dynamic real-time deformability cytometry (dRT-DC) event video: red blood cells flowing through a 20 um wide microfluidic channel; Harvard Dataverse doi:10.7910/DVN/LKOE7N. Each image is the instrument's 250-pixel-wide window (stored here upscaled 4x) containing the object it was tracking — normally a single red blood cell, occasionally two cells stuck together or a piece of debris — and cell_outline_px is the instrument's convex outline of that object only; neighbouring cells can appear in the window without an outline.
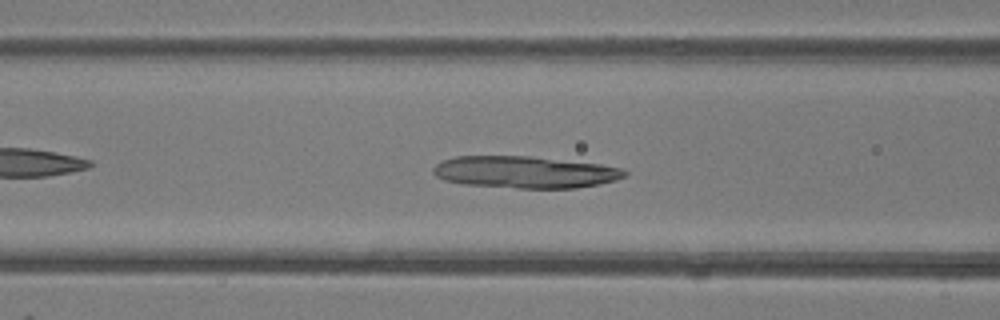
{"species": "common noctule bat (a hibernating species)", "species_latin": "Nyctalus noctula", "temperature_condition": "room temperature", "stored_images_in_passage": 39, "camera_frame_rate_fps": 3000, "um_per_image_px": 0.085, "animal": {"sex": "female"}, "frame": {"image": 1, "passage_image": 10, "time_ms": 3.0, "image_size_px": [1000, 320], "cell_outline_px": [[628, 176], [616, 180], [600, 184], [576, 188], [520, 188], [464, 184], [444, 180], [436, 176], [432, 172], [432, 168], [436, 164], [444, 160], [456, 156], [532, 156], [600, 164], [624, 168], [628, 172]], "centroid_in_image_um": [44.67, 14.63], "position_along_channel_um": 121.9, "area_um2": 35.84}}
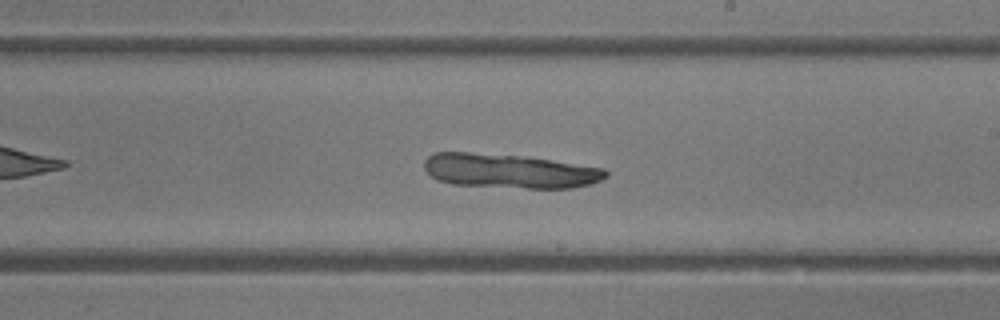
{"frame": {"image": 2, "passage_image": 19, "time_ms": 6.0, "image_size_px": [1000, 320], "cell_outline_px": [[608, 176], [592, 184], [572, 188], [524, 188], [452, 184], [436, 180], [424, 168], [424, 160], [428, 156], [436, 152], [468, 152], [516, 156], [548, 160], [604, 168], [608, 172]], "centroid_in_image_um": [43.29, 14.55], "position_along_channel_um": 245.7, "area_um2": 35.95}}
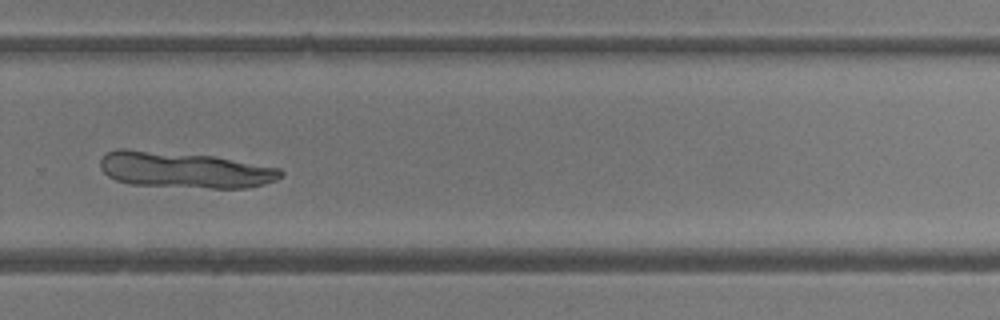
{"frame": {"image": 3, "passage_image": 24, "time_ms": 7.667, "image_size_px": [1000, 320], "cell_outline_px": [[284, 172], [276, 180], [264, 184], [248, 188], [208, 188], [128, 184], [116, 180], [108, 176], [100, 168], [100, 160], [108, 152], [116, 148], [128, 148], [216, 156], [280, 168]], "centroid_in_image_um": [15.67, 14.43], "position_along_channel_um": 314.1, "area_um2": 38.32}}